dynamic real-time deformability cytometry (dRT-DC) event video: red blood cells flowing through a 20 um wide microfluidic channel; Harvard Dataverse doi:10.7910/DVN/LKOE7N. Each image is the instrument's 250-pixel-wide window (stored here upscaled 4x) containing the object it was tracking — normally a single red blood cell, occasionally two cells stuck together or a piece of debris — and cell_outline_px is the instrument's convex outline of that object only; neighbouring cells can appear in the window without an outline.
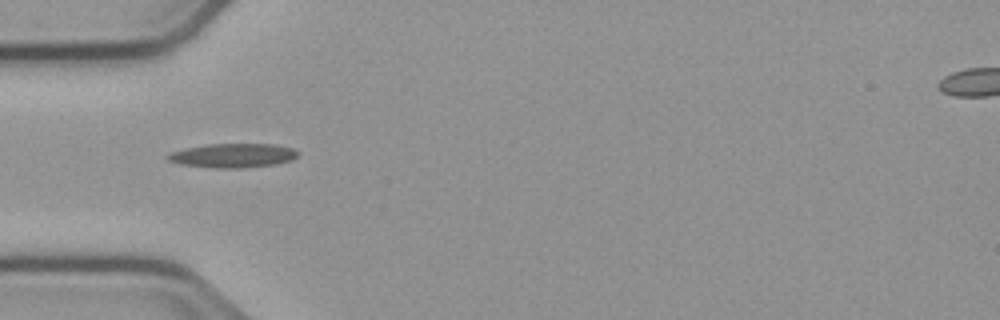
{"species": "common noctule bat (a hibernating species)", "species_latin": "Nyctalus noctula", "temperature_condition": "cold", "stored_images_in_passage": 38, "camera_frame_rate_fps": 3000, "um_per_image_px": 0.085, "animal": {"sex": "male", "body_mass_g": 23.1, "forearm_length_mm": 52.7}, "frame": {"image": 1, "passage_image": 1, "time_ms": 0.0, "image_size_px": [1000, 320], "cell_outline_px": [[300, 152], [292, 160], [276, 164], [240, 168], [216, 168], [180, 164], [168, 160], [164, 156], [172, 152], [184, 148], [208, 144], [272, 144], [292, 148]], "centroid_in_image_um": [19.79, 13.22], "position_along_channel_um": 65.2, "area_um2": 18.26}}
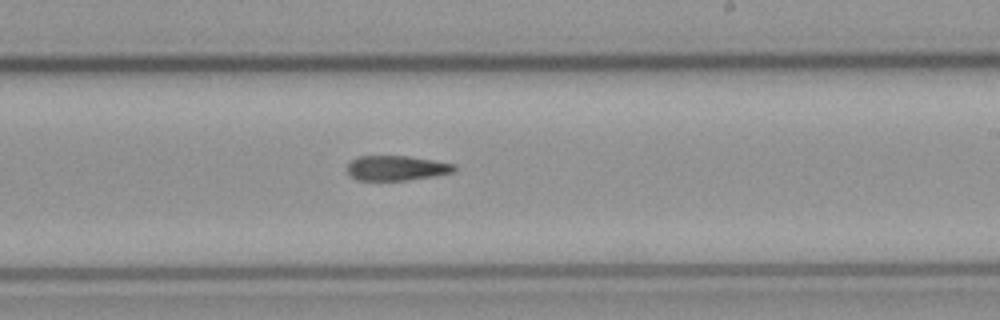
{"frame": {"image": 2, "passage_image": 16, "time_ms": 5.0, "image_size_px": [1000, 320], "cell_outline_px": [[456, 168], [452, 172], [432, 176], [408, 180], [356, 180], [348, 176], [348, 164], [352, 160], [360, 156], [404, 156], [432, 160], [456, 164]], "centroid_in_image_um": [33.67, 14.29], "position_along_channel_um": 255.3, "area_um2": 15.37}}
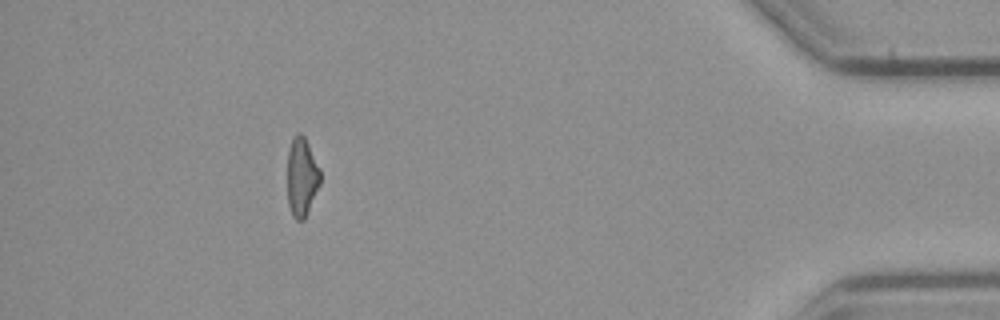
{"frame": {"image": 3, "passage_image": 33, "time_ms": 10.667, "image_size_px": [1000, 320], "cell_outline_px": [[320, 184], [304, 220], [296, 220], [292, 216], [288, 204], [288, 152], [292, 136], [296, 132], [300, 132], [304, 136], [320, 168]], "centroid_in_image_um": [25.64, 15.02], "position_along_channel_um": 409.6, "area_um2": 15.14}}